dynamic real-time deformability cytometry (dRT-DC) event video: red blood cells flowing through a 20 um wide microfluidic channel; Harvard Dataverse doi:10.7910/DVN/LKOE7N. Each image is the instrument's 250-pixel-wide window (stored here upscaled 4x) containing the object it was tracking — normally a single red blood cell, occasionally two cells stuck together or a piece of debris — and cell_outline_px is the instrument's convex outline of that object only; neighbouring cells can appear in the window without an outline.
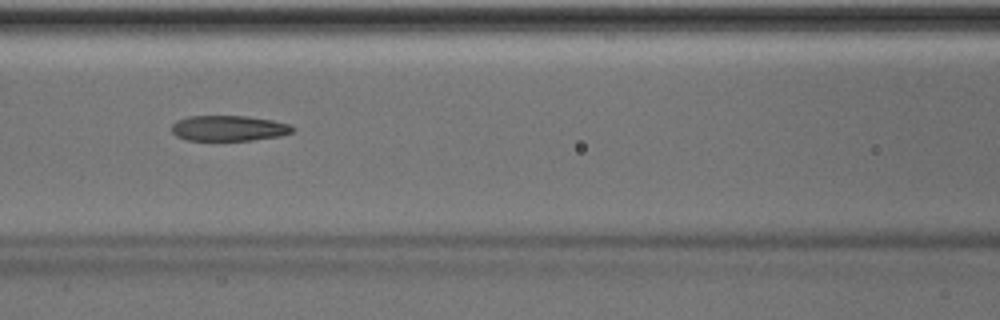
{"species": "Egyptian fruit bat (a non-hibernating species)", "species_latin": "Rousettus aegyptiacus", "temperature_condition": "room temperature", "stored_images_in_passage": 50, "camera_frame_rate_fps": 3000, "um_per_image_px": 0.085, "animal": {"sex": "male"}, "frame": {"image": 1, "passage_image": 22, "time_ms": 7.0, "image_size_px": [1000, 320], "cell_outline_px": [[296, 128], [292, 132], [280, 136], [252, 140], [188, 140], [176, 136], [172, 132], [172, 124], [176, 120], [188, 116], [248, 116], [272, 120], [292, 124]], "centroid_in_image_um": [19.47, 10.89], "position_along_channel_um": 147.1, "area_um2": 18.09}}
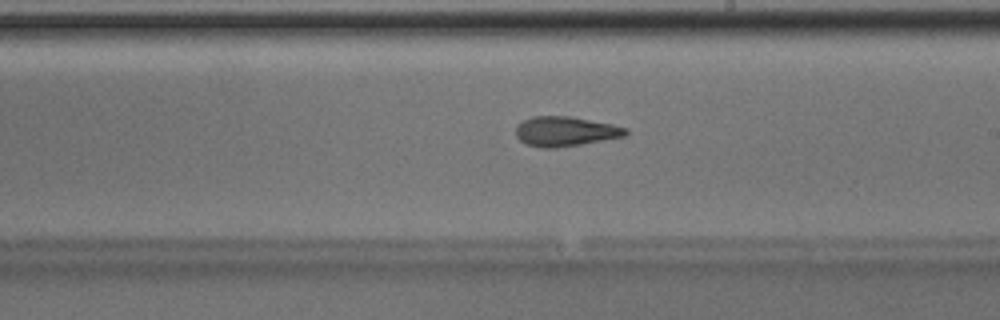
{"frame": {"image": 2, "passage_image": 29, "time_ms": 9.333, "image_size_px": [1000, 320], "cell_outline_px": [[628, 132], [624, 136], [580, 144], [556, 148], [540, 148], [524, 144], [516, 136], [516, 124], [520, 120], [532, 116], [568, 116], [612, 124], [628, 128]], "centroid_in_image_um": [47.98, 11.16], "position_along_channel_um": 241.0, "area_um2": 19.13}, "authors_computed_cell_mechanics": {"area_um2": 19.1318, "velocity_mm_per_s": 4.0346, "shape_relaxation_time_tau1_ms": 6.5577, "shape_relaxation_time_tau2_ms": 3.2963, "deformation_change_tau1": 0.2043, "deformation_change_tau2": 0.1458}}